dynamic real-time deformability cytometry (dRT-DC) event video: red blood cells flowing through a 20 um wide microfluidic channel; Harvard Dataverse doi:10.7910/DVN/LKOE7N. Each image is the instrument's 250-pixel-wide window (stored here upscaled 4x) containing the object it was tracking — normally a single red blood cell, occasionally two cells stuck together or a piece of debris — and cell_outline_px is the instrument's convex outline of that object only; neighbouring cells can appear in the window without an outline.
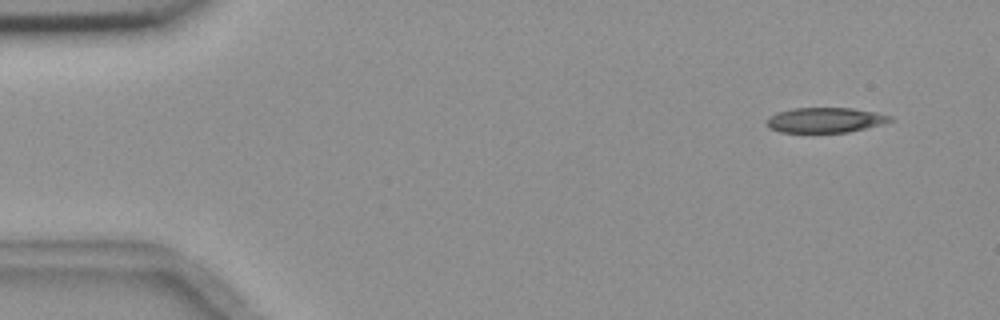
{"species": "common noctule bat (a hibernating species)", "species_latin": "Nyctalus noctula", "temperature_condition": "room temperature", "stored_images_in_passage": 4, "camera_frame_rate_fps": 3000, "um_per_image_px": 0.085, "animal": {"sex": "female", "body_mass_g": 18.4}, "frame": {"image": 1, "passage_image": 1, "time_ms": 0.0, "image_size_px": [1000, 320], "cell_outline_px": [[892, 120], [880, 124], [848, 132], [780, 132], [772, 128], [768, 124], [768, 120], [776, 112], [792, 108], [852, 108], [876, 112], [892, 116]], "centroid_in_image_um": [70.16, 10.19], "position_along_channel_um": 14.8, "area_um2": 17.69}}